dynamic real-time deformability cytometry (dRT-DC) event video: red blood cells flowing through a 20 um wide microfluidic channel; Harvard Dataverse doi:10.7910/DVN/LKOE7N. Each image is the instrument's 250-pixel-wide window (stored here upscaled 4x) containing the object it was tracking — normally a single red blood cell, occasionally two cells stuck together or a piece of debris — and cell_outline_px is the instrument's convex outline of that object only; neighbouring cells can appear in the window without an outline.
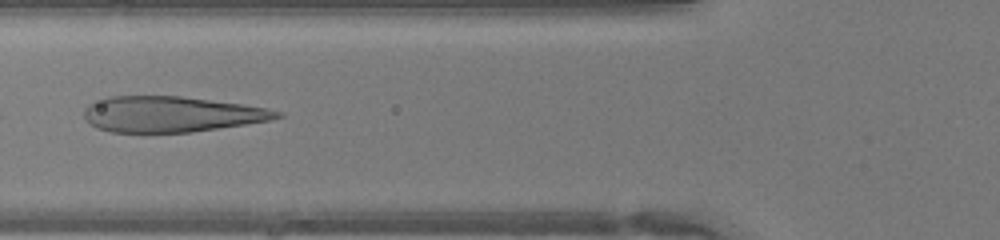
{"species": "human", "species_latin": "Homo sapiens", "temperature_condition": "warm", "stored_images_in_passage": 35, "camera_frame_rate_fps": 3000, "um_per_image_px": 0.085, "donor": {"sex": "female"}, "frame": {"image": 1, "passage_image": 8, "time_ms": 2.333, "image_size_px": [1000, 240], "cell_outline_px": [[284, 116], [268, 120], [244, 124], [192, 132], [112, 132], [96, 128], [84, 116], [84, 108], [88, 104], [108, 96], [180, 96], [240, 104], [268, 108], [284, 112]], "centroid_in_image_um": [14.54, 9.7], "position_along_channel_um": 111.3, "area_um2": 39.82}}
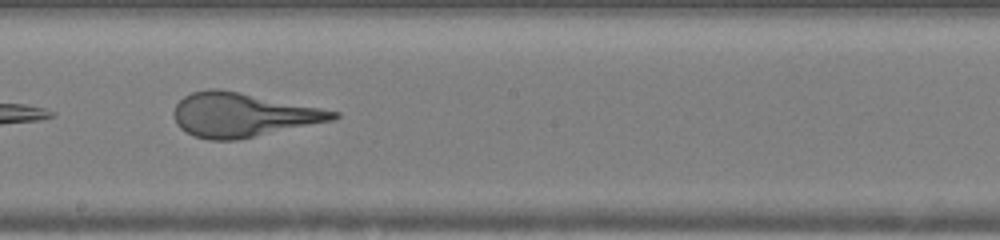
{"frame": {"image": 2, "passage_image": 16, "time_ms": 5.0, "image_size_px": [1000, 240], "cell_outline_px": [[340, 116], [332, 120], [236, 140], [208, 140], [196, 136], [180, 128], [176, 124], [172, 112], [176, 104], [184, 96], [192, 92], [208, 88], [220, 88], [340, 112]], "centroid_in_image_um": [20.57, 9.75], "position_along_channel_um": 227.6, "area_um2": 40.52}}
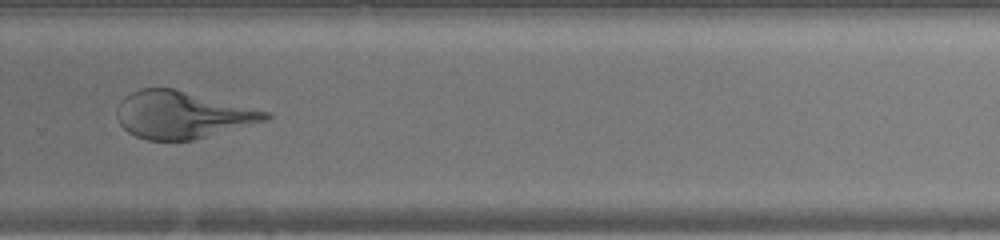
{"frame": {"image": 3, "passage_image": 22, "time_ms": 7.0, "image_size_px": [1000, 240], "cell_outline_px": [[272, 116], [268, 120], [192, 140], [148, 140], [136, 136], [128, 132], [120, 124], [116, 116], [116, 112], [120, 104], [132, 92], [140, 88], [172, 88], [268, 112]], "centroid_in_image_um": [15.46, 9.77], "position_along_channel_um": 314.3, "area_um2": 40.06}}